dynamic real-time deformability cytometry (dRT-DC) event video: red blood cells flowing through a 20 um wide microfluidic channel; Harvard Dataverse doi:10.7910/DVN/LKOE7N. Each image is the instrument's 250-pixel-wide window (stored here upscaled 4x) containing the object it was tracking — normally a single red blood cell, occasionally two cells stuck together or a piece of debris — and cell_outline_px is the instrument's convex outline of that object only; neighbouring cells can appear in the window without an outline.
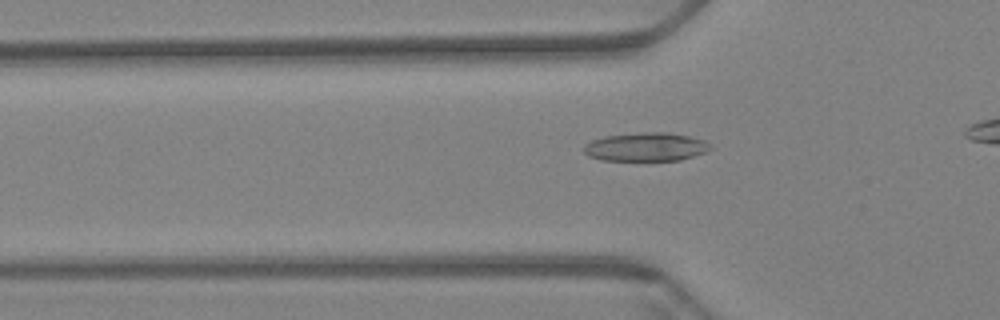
{"species": "Egyptian fruit bat (a non-hibernating species)", "species_latin": "Rousettus aegyptiacus", "temperature_condition": "warm", "stored_images_in_passage": 39, "camera_frame_rate_fps": 3000, "um_per_image_px": 0.085, "animal": {"sex": "female"}, "frame": {"image": 1, "passage_image": 10, "time_ms": 3.0, "image_size_px": [1000, 320], "cell_outline_px": [[712, 148], [708, 152], [680, 160], [600, 160], [588, 156], [584, 152], [584, 144], [592, 140], [604, 136], [644, 132], [668, 132], [688, 136], [704, 140], [712, 144]], "centroid_in_image_um": [54.93, 12.48], "position_along_channel_um": 70.9, "area_um2": 21.21}}
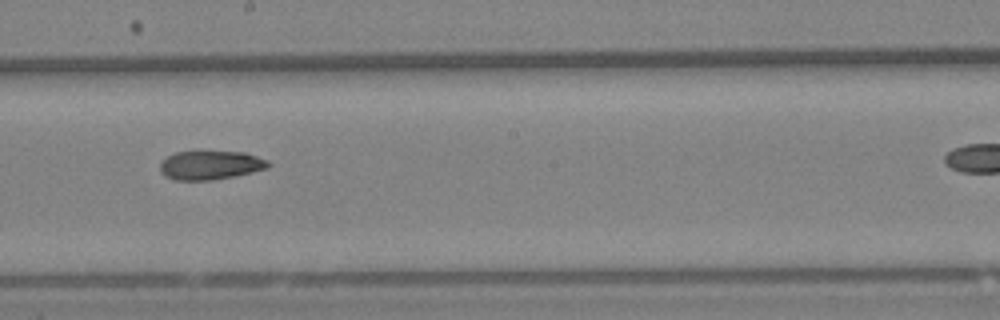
{"frame": {"image": 2, "passage_image": 24, "time_ms": 7.667, "image_size_px": [1000, 320], "cell_outline_px": [[272, 164], [268, 168], [252, 172], [212, 180], [172, 180], [164, 176], [160, 172], [160, 164], [168, 156], [176, 152], [200, 148], [244, 152], [268, 160]], "centroid_in_image_um": [17.87, 13.98], "position_along_channel_um": 230.3, "area_um2": 19.07}}
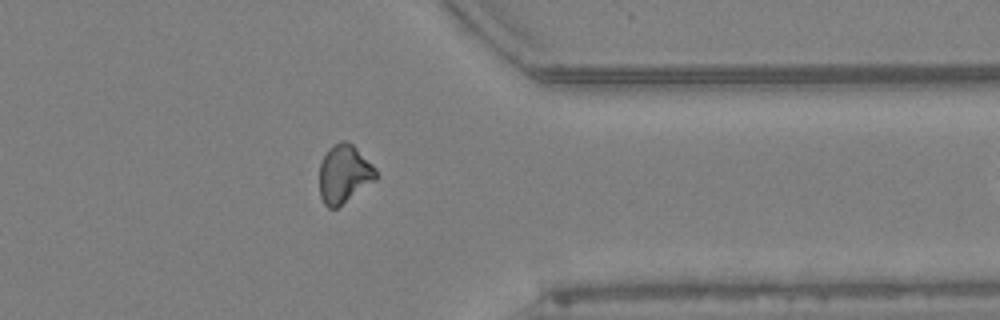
{"frame": {"image": 3, "passage_image": 38, "time_ms": 12.333, "image_size_px": [1000, 320], "cell_outline_px": [[376, 180], [336, 208], [328, 208], [324, 204], [320, 196], [320, 164], [328, 148], [340, 140], [344, 140], [352, 144], [376, 168]], "centroid_in_image_um": [29.24, 14.78], "position_along_channel_um": 382.2, "area_um2": 19.02}}